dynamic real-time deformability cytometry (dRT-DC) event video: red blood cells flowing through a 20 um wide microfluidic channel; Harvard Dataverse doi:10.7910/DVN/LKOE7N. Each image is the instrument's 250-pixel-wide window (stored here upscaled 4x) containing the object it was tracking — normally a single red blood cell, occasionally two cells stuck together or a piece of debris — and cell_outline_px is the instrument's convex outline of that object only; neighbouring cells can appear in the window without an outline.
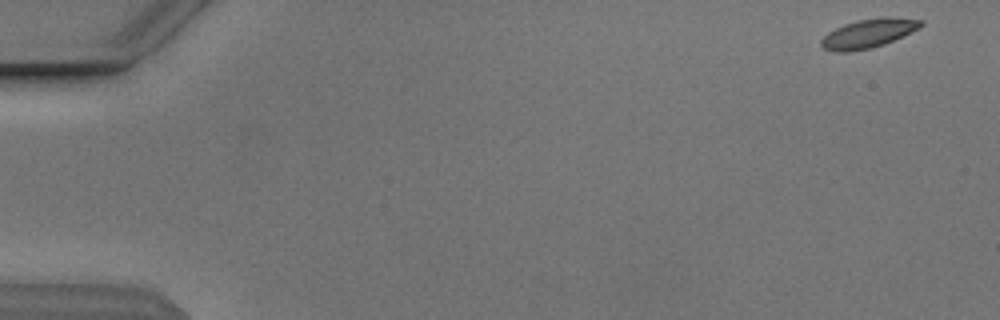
{"species": "Egyptian fruit bat (a non-hibernating species)", "species_latin": "Rousettus aegyptiacus", "temperature_condition": "cold", "stored_images_in_passage": 9, "camera_frame_rate_fps": 3000, "um_per_image_px": 0.085, "animal": {"sex": "male"}, "frame": {"image": 1, "passage_image": 1, "time_ms": 0.0, "image_size_px": [1000, 320], "cell_outline_px": [[924, 24], [920, 28], [912, 32], [884, 44], [872, 48], [848, 52], [836, 52], [824, 48], [820, 44], [820, 40], [828, 32], [844, 24], [860, 20], [888, 16], [892, 16], [924, 20]], "centroid_in_image_um": [73.85, 2.83], "position_along_channel_um": 11.2, "area_um2": 16.88}}